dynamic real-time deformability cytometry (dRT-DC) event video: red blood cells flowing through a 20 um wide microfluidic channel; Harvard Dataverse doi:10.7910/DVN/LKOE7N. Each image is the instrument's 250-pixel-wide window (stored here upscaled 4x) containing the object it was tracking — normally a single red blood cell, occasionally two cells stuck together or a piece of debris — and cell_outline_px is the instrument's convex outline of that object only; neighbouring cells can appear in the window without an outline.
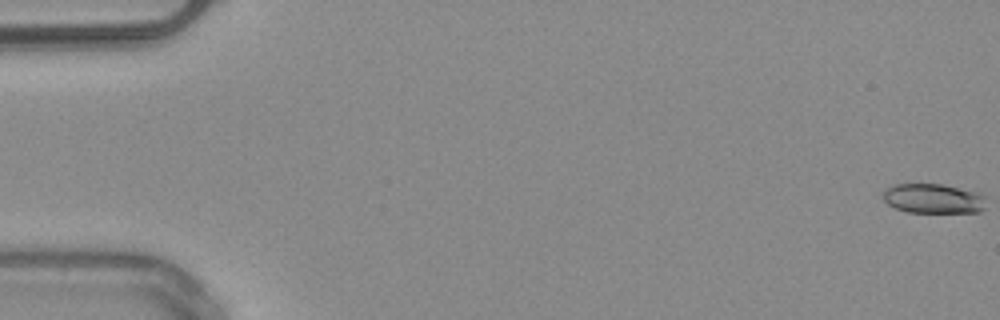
{"species": "common noctule bat (a hibernating species)", "species_latin": "Nyctalus noctula", "temperature_condition": "warm", "stored_images_in_passage": 52, "camera_frame_rate_fps": 3000, "um_per_image_px": 0.085, "animal": {"sex": "male", "body_mass_g": 20.4}, "frame": {"image": 1, "passage_image": 1, "time_ms": 0.0, "image_size_px": [1000, 320], "cell_outline_px": [[984, 208], [980, 212], [908, 212], [896, 208], [888, 204], [880, 196], [884, 188], [892, 184], [940, 184], [976, 192], [984, 196]], "centroid_in_image_um": [79.25, 16.87], "position_along_channel_um": 5.8, "area_um2": 17.8}}
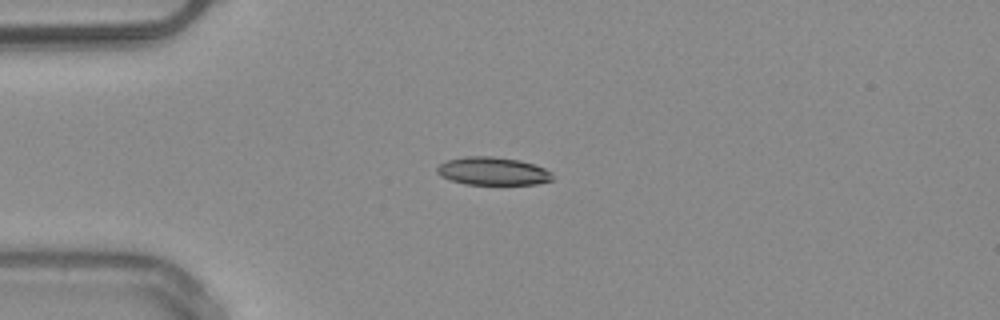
{"frame": {"image": 2, "passage_image": 14, "time_ms": 4.333, "image_size_px": [1000, 320], "cell_outline_px": [[552, 180], [536, 184], [464, 184], [440, 176], [436, 172], [436, 168], [444, 160], [464, 156], [492, 156], [520, 160], [544, 168], [552, 172]], "centroid_in_image_um": [41.84, 14.54], "position_along_channel_um": 43.2, "area_um2": 18.9}}
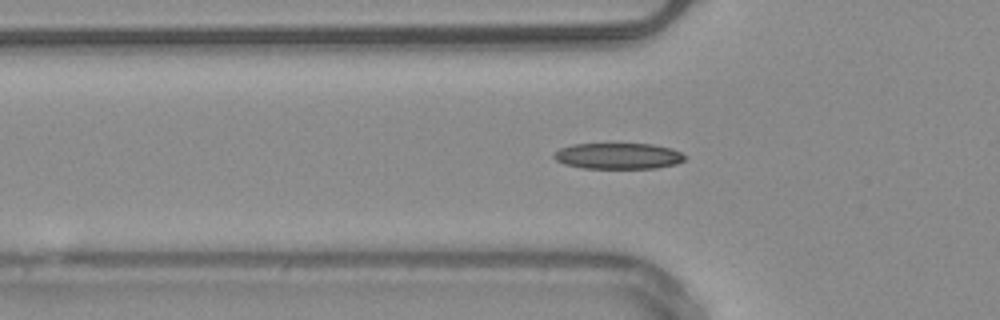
{"frame": {"image": 3, "passage_image": 18, "time_ms": 5.667, "image_size_px": [1000, 320], "cell_outline_px": [[688, 156], [684, 160], [676, 164], [656, 168], [584, 168], [564, 164], [556, 160], [552, 156], [560, 148], [572, 144], [652, 144], [672, 148]], "centroid_in_image_um": [52.57, 13.26], "position_along_channel_um": 73.2, "area_um2": 19.88}, "authors_computed_cell_mechanics": {"area_um2": 18.9584, "velocity_mm_per_s": 4.0262, "shape_relaxation_time_tau1_ms": 7.5598, "shape_relaxation_time_tau2_ms": null, "deformation_change_tau1": 0.157, "deformation_change_tau2": null}}